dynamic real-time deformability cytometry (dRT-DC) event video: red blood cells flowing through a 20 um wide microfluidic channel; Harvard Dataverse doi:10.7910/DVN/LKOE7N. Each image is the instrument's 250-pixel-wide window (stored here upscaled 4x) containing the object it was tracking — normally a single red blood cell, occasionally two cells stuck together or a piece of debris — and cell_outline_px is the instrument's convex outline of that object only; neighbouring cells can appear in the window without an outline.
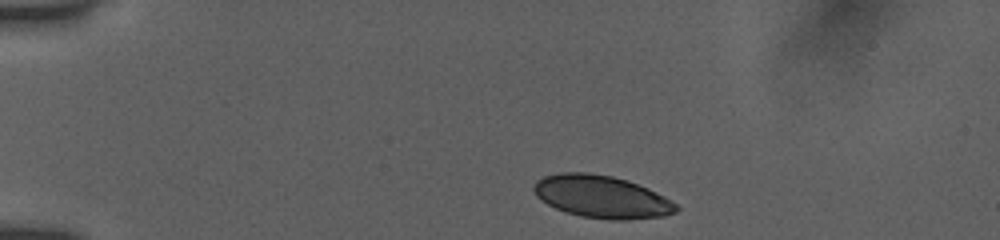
{"species": "human", "species_latin": "Homo sapiens", "temperature_condition": "room temperature", "stored_images_in_passage": 43, "camera_frame_rate_fps": 3000, "um_per_image_px": 0.085, "donor": {"sex": "female"}, "frame": {"image": 1, "passage_image": 1, "time_ms": 0.0, "image_size_px": [1000, 240], "cell_outline_px": [[680, 208], [676, 212], [664, 216], [628, 220], [608, 220], [580, 216], [556, 208], [540, 200], [536, 196], [532, 188], [536, 180], [544, 176], [560, 172], [588, 172], [612, 176], [628, 180], [648, 188], [664, 196], [676, 204]], "centroid_in_image_um": [51.14, 16.72], "position_along_channel_um": 33.9, "area_um2": 35.49}}
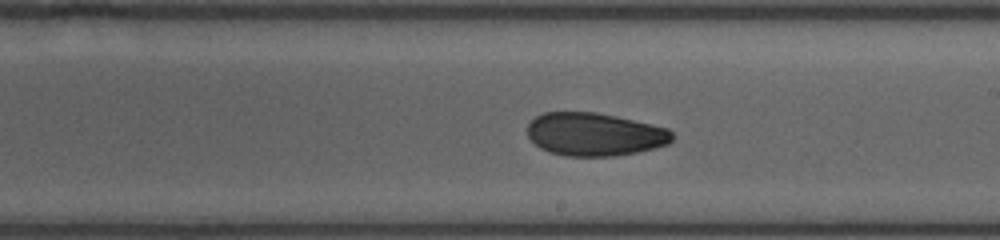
{"frame": {"image": 2, "passage_image": 22, "time_ms": 7.0, "image_size_px": [1000, 240], "cell_outline_px": [[672, 140], [668, 144], [636, 152], [612, 156], [564, 156], [548, 152], [540, 148], [528, 136], [528, 124], [536, 116], [544, 112], [596, 112], [616, 116], [652, 124], [668, 128], [672, 132]], "centroid_in_image_um": [50.53, 11.41], "position_along_channel_um": 238.5, "area_um2": 36.3}}
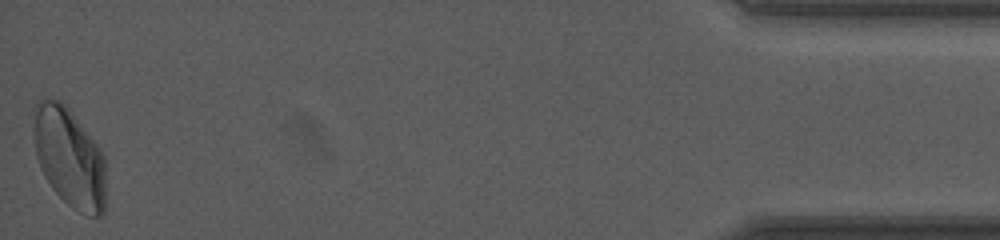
{"frame": {"image": 3, "passage_image": 43, "time_ms": 14.0, "image_size_px": [1000, 240], "cell_outline_px": [[104, 212], [100, 216], [88, 216], [72, 208], [52, 188], [44, 176], [40, 168], [36, 156], [32, 132], [32, 108], [40, 100], [60, 100], [68, 108], [100, 148], [104, 156]], "centroid_in_image_um": [5.85, 13.37], "position_along_channel_um": 429.4, "area_um2": 41.91}, "authors_computed_cell_mechanics": {"area_um2": 37.5122, "velocity_mm_per_s": 3.8957, "shape_relaxation_time_tau1_ms": 6.9826, "shape_relaxation_time_tau2_ms": 1.9984, "deformation_change_tau1": 0.1346, "deformation_change_tau2": 0.0637}}